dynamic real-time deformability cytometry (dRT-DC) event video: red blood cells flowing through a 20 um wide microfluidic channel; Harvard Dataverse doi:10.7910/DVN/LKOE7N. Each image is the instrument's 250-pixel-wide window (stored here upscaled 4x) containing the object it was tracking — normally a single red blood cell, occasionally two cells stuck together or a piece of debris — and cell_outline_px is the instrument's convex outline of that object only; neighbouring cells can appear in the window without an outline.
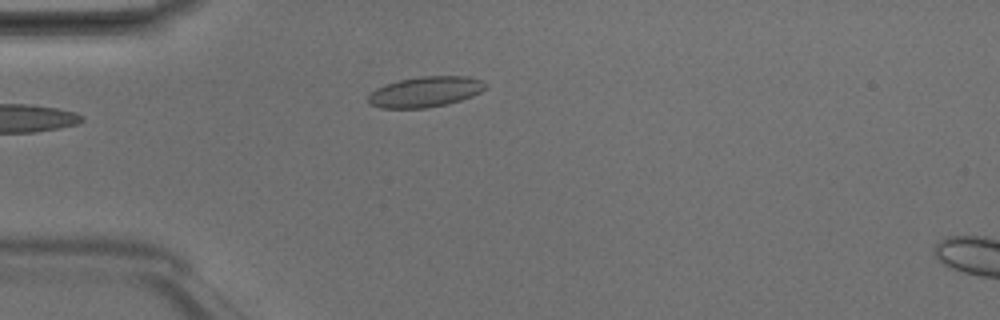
{"species": "Egyptian fruit bat (a non-hibernating species)", "species_latin": "Rousettus aegyptiacus", "temperature_condition": "room temperature", "stored_images_in_passage": 5, "camera_frame_rate_fps": 3000, "um_per_image_px": 0.085, "animal": {"sex": "male"}, "frame": {"image": 1, "passage_image": 4, "time_ms": 1.0, "image_size_px": [1000, 320], "cell_outline_px": [[488, 88], [472, 96], [448, 104], [424, 108], [380, 108], [368, 104], [368, 96], [376, 88], [400, 80], [420, 76], [468, 76], [480, 80], [488, 84]], "centroid_in_image_um": [36.17, 7.81], "position_along_channel_um": 48.8, "area_um2": 20.87}}